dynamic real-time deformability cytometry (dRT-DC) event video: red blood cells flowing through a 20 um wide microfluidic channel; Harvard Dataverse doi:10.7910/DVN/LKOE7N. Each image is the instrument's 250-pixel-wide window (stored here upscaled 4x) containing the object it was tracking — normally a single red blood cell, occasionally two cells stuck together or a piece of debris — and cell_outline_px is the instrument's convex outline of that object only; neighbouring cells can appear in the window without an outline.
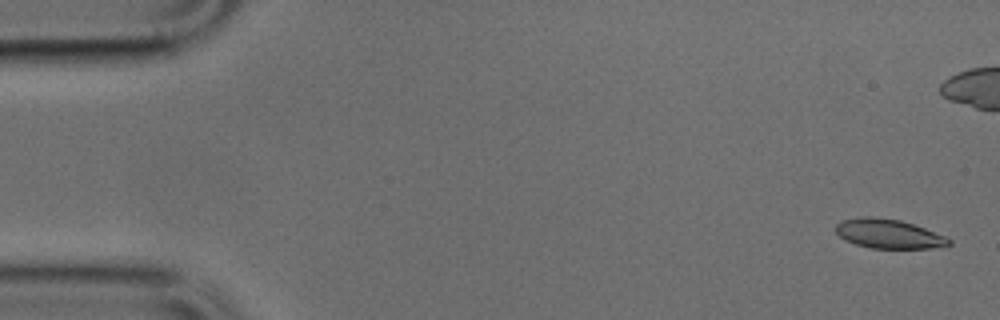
{"species": "common noctule bat (a hibernating species)", "species_latin": "Nyctalus noctula", "temperature_condition": "cold", "stored_images_in_passage": 51, "camera_frame_rate_fps": 3000, "um_per_image_px": 0.085, "animal": {"sex": "male", "body_mass_g": 17.9, "forearm_length_mm": 54.2}, "frame": {"image": 1, "passage_image": 2, "time_ms": 0.333, "image_size_px": [1000, 320], "cell_outline_px": [[952, 244], [932, 248], [872, 248], [856, 244], [844, 240], [836, 232], [836, 224], [840, 220], [864, 216], [872, 216], [900, 220], [924, 228], [944, 236], [952, 240]], "centroid_in_image_um": [75.5, 19.87], "position_along_channel_um": 9.5, "area_um2": 19.19}}
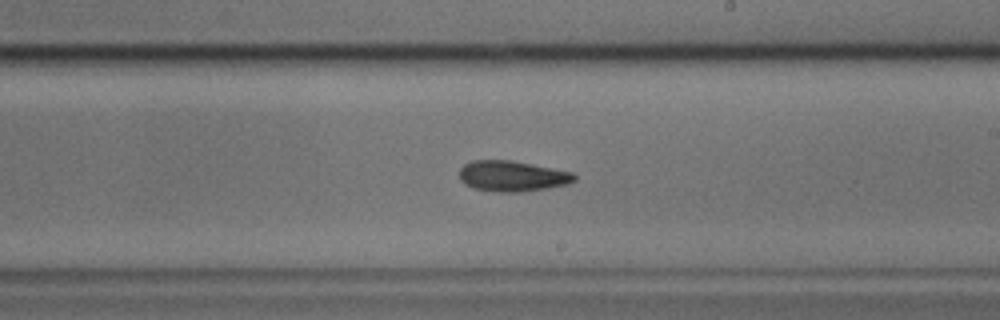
{"frame": {"image": 2, "passage_image": 29, "time_ms": 9.333, "image_size_px": [1000, 320], "cell_outline_px": [[576, 180], [568, 184], [548, 188], [520, 192], [496, 192], [472, 188], [464, 184], [460, 180], [460, 168], [464, 164], [472, 160], [508, 160], [532, 164], [572, 172], [576, 176]], "centroid_in_image_um": [43.52, 14.97], "position_along_channel_um": 245.5, "area_um2": 20.63}}
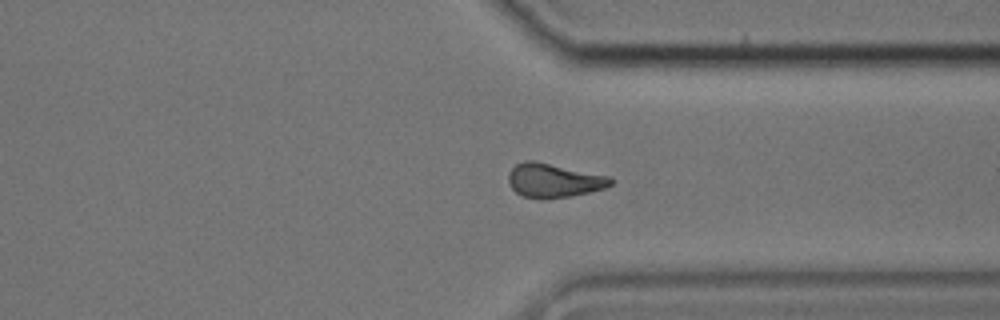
{"frame": {"image": 3, "passage_image": 38, "time_ms": 12.333, "image_size_px": [1000, 320], "cell_outline_px": [[612, 184], [604, 188], [572, 196], [544, 200], [524, 196], [516, 192], [512, 188], [508, 180], [508, 172], [516, 164], [524, 160], [532, 160], [608, 176], [612, 180]], "centroid_in_image_um": [47.02, 15.35], "position_along_channel_um": 364.4, "area_um2": 20.11}}